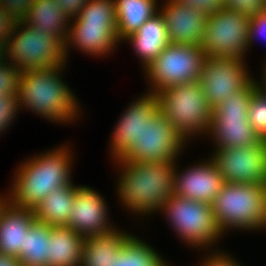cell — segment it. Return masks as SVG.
<instances>
[{
  "label": "cell",
  "mask_w": 266,
  "mask_h": 266,
  "mask_svg": "<svg viewBox=\"0 0 266 266\" xmlns=\"http://www.w3.org/2000/svg\"><path fill=\"white\" fill-rule=\"evenodd\" d=\"M118 195L129 210L145 214L157 211L175 195V160L120 162Z\"/></svg>",
  "instance_id": "cell-1"
},
{
  "label": "cell",
  "mask_w": 266,
  "mask_h": 266,
  "mask_svg": "<svg viewBox=\"0 0 266 266\" xmlns=\"http://www.w3.org/2000/svg\"><path fill=\"white\" fill-rule=\"evenodd\" d=\"M66 146L33 157L18 168L10 192V203L35 210L44 198L57 188L71 184L72 155ZM70 154V155H69Z\"/></svg>",
  "instance_id": "cell-2"
},
{
  "label": "cell",
  "mask_w": 266,
  "mask_h": 266,
  "mask_svg": "<svg viewBox=\"0 0 266 266\" xmlns=\"http://www.w3.org/2000/svg\"><path fill=\"white\" fill-rule=\"evenodd\" d=\"M63 66L28 70L20 73L18 105L51 121L70 122L78 114L77 99L61 80ZM59 75V76H58ZM22 104V106H21Z\"/></svg>",
  "instance_id": "cell-3"
},
{
  "label": "cell",
  "mask_w": 266,
  "mask_h": 266,
  "mask_svg": "<svg viewBox=\"0 0 266 266\" xmlns=\"http://www.w3.org/2000/svg\"><path fill=\"white\" fill-rule=\"evenodd\" d=\"M222 233L266 227V184L225 183L211 204Z\"/></svg>",
  "instance_id": "cell-4"
},
{
  "label": "cell",
  "mask_w": 266,
  "mask_h": 266,
  "mask_svg": "<svg viewBox=\"0 0 266 266\" xmlns=\"http://www.w3.org/2000/svg\"><path fill=\"white\" fill-rule=\"evenodd\" d=\"M157 94L160 112L185 143L198 132L210 135L213 110L199 82L174 85Z\"/></svg>",
  "instance_id": "cell-5"
},
{
  "label": "cell",
  "mask_w": 266,
  "mask_h": 266,
  "mask_svg": "<svg viewBox=\"0 0 266 266\" xmlns=\"http://www.w3.org/2000/svg\"><path fill=\"white\" fill-rule=\"evenodd\" d=\"M71 19L75 23L68 28L65 54L71 43L91 56L107 54L119 43L114 0H89Z\"/></svg>",
  "instance_id": "cell-6"
},
{
  "label": "cell",
  "mask_w": 266,
  "mask_h": 266,
  "mask_svg": "<svg viewBox=\"0 0 266 266\" xmlns=\"http://www.w3.org/2000/svg\"><path fill=\"white\" fill-rule=\"evenodd\" d=\"M1 54L8 56L11 59L10 63L20 72L56 65L65 66L66 62L65 43L59 37L45 32L36 33L31 26L21 20H16Z\"/></svg>",
  "instance_id": "cell-7"
},
{
  "label": "cell",
  "mask_w": 266,
  "mask_h": 266,
  "mask_svg": "<svg viewBox=\"0 0 266 266\" xmlns=\"http://www.w3.org/2000/svg\"><path fill=\"white\" fill-rule=\"evenodd\" d=\"M258 85L252 80L213 109L210 134L218 149L255 146L262 141L248 121L252 93Z\"/></svg>",
  "instance_id": "cell-8"
},
{
  "label": "cell",
  "mask_w": 266,
  "mask_h": 266,
  "mask_svg": "<svg viewBox=\"0 0 266 266\" xmlns=\"http://www.w3.org/2000/svg\"><path fill=\"white\" fill-rule=\"evenodd\" d=\"M206 53L202 45H177L170 42L145 69L158 93L167 87L199 82Z\"/></svg>",
  "instance_id": "cell-9"
},
{
  "label": "cell",
  "mask_w": 266,
  "mask_h": 266,
  "mask_svg": "<svg viewBox=\"0 0 266 266\" xmlns=\"http://www.w3.org/2000/svg\"><path fill=\"white\" fill-rule=\"evenodd\" d=\"M162 210L179 237L193 247L211 246L222 237L211 204L174 195L163 204Z\"/></svg>",
  "instance_id": "cell-10"
},
{
  "label": "cell",
  "mask_w": 266,
  "mask_h": 266,
  "mask_svg": "<svg viewBox=\"0 0 266 266\" xmlns=\"http://www.w3.org/2000/svg\"><path fill=\"white\" fill-rule=\"evenodd\" d=\"M250 16L227 8L208 15L202 49L208 56L244 58L249 48Z\"/></svg>",
  "instance_id": "cell-11"
},
{
  "label": "cell",
  "mask_w": 266,
  "mask_h": 266,
  "mask_svg": "<svg viewBox=\"0 0 266 266\" xmlns=\"http://www.w3.org/2000/svg\"><path fill=\"white\" fill-rule=\"evenodd\" d=\"M244 63L237 57H205L199 83L212 110L253 80Z\"/></svg>",
  "instance_id": "cell-12"
},
{
  "label": "cell",
  "mask_w": 266,
  "mask_h": 266,
  "mask_svg": "<svg viewBox=\"0 0 266 266\" xmlns=\"http://www.w3.org/2000/svg\"><path fill=\"white\" fill-rule=\"evenodd\" d=\"M214 152L210 160L227 183L266 184V141Z\"/></svg>",
  "instance_id": "cell-13"
},
{
  "label": "cell",
  "mask_w": 266,
  "mask_h": 266,
  "mask_svg": "<svg viewBox=\"0 0 266 266\" xmlns=\"http://www.w3.org/2000/svg\"><path fill=\"white\" fill-rule=\"evenodd\" d=\"M184 139L173 125L159 112L151 122H147L141 137L119 160L120 162H157L175 160Z\"/></svg>",
  "instance_id": "cell-14"
},
{
  "label": "cell",
  "mask_w": 266,
  "mask_h": 266,
  "mask_svg": "<svg viewBox=\"0 0 266 266\" xmlns=\"http://www.w3.org/2000/svg\"><path fill=\"white\" fill-rule=\"evenodd\" d=\"M160 112L158 94L150 92L136 100L125 110L111 137L114 159L120 160L138 141L145 124Z\"/></svg>",
  "instance_id": "cell-15"
},
{
  "label": "cell",
  "mask_w": 266,
  "mask_h": 266,
  "mask_svg": "<svg viewBox=\"0 0 266 266\" xmlns=\"http://www.w3.org/2000/svg\"><path fill=\"white\" fill-rule=\"evenodd\" d=\"M105 205L107 204L103 197L96 190L76 186V195L67 226L85 238L115 231L116 229L108 224V210Z\"/></svg>",
  "instance_id": "cell-16"
},
{
  "label": "cell",
  "mask_w": 266,
  "mask_h": 266,
  "mask_svg": "<svg viewBox=\"0 0 266 266\" xmlns=\"http://www.w3.org/2000/svg\"><path fill=\"white\" fill-rule=\"evenodd\" d=\"M160 14L163 16L170 42L177 45L202 44L208 14L177 0H167Z\"/></svg>",
  "instance_id": "cell-17"
},
{
  "label": "cell",
  "mask_w": 266,
  "mask_h": 266,
  "mask_svg": "<svg viewBox=\"0 0 266 266\" xmlns=\"http://www.w3.org/2000/svg\"><path fill=\"white\" fill-rule=\"evenodd\" d=\"M177 173L175 169V195L208 204L215 201L226 183L210 159L191 166L180 176Z\"/></svg>",
  "instance_id": "cell-18"
},
{
  "label": "cell",
  "mask_w": 266,
  "mask_h": 266,
  "mask_svg": "<svg viewBox=\"0 0 266 266\" xmlns=\"http://www.w3.org/2000/svg\"><path fill=\"white\" fill-rule=\"evenodd\" d=\"M31 209L19 208L10 202L0 215V254L18 259L24 249L26 232L35 220Z\"/></svg>",
  "instance_id": "cell-19"
},
{
  "label": "cell",
  "mask_w": 266,
  "mask_h": 266,
  "mask_svg": "<svg viewBox=\"0 0 266 266\" xmlns=\"http://www.w3.org/2000/svg\"><path fill=\"white\" fill-rule=\"evenodd\" d=\"M70 19L56 0H35L21 21L31 26L36 33L57 36L65 43L69 28L66 25Z\"/></svg>",
  "instance_id": "cell-20"
},
{
  "label": "cell",
  "mask_w": 266,
  "mask_h": 266,
  "mask_svg": "<svg viewBox=\"0 0 266 266\" xmlns=\"http://www.w3.org/2000/svg\"><path fill=\"white\" fill-rule=\"evenodd\" d=\"M124 40L130 41L146 69L170 43L160 10Z\"/></svg>",
  "instance_id": "cell-21"
},
{
  "label": "cell",
  "mask_w": 266,
  "mask_h": 266,
  "mask_svg": "<svg viewBox=\"0 0 266 266\" xmlns=\"http://www.w3.org/2000/svg\"><path fill=\"white\" fill-rule=\"evenodd\" d=\"M47 266H81L85 237L68 226H53Z\"/></svg>",
  "instance_id": "cell-22"
},
{
  "label": "cell",
  "mask_w": 266,
  "mask_h": 266,
  "mask_svg": "<svg viewBox=\"0 0 266 266\" xmlns=\"http://www.w3.org/2000/svg\"><path fill=\"white\" fill-rule=\"evenodd\" d=\"M130 236L116 229L106 234L86 237L81 266H111Z\"/></svg>",
  "instance_id": "cell-23"
},
{
  "label": "cell",
  "mask_w": 266,
  "mask_h": 266,
  "mask_svg": "<svg viewBox=\"0 0 266 266\" xmlns=\"http://www.w3.org/2000/svg\"><path fill=\"white\" fill-rule=\"evenodd\" d=\"M119 41L138 29L157 11V0H114Z\"/></svg>",
  "instance_id": "cell-24"
},
{
  "label": "cell",
  "mask_w": 266,
  "mask_h": 266,
  "mask_svg": "<svg viewBox=\"0 0 266 266\" xmlns=\"http://www.w3.org/2000/svg\"><path fill=\"white\" fill-rule=\"evenodd\" d=\"M76 187L69 184L48 194L34 210L37 221L50 226H67L73 207Z\"/></svg>",
  "instance_id": "cell-25"
},
{
  "label": "cell",
  "mask_w": 266,
  "mask_h": 266,
  "mask_svg": "<svg viewBox=\"0 0 266 266\" xmlns=\"http://www.w3.org/2000/svg\"><path fill=\"white\" fill-rule=\"evenodd\" d=\"M53 227L37 221L32 222L26 232L24 249L18 260L22 266H47L49 256L50 232Z\"/></svg>",
  "instance_id": "cell-26"
},
{
  "label": "cell",
  "mask_w": 266,
  "mask_h": 266,
  "mask_svg": "<svg viewBox=\"0 0 266 266\" xmlns=\"http://www.w3.org/2000/svg\"><path fill=\"white\" fill-rule=\"evenodd\" d=\"M164 262L151 246L132 235L126 240L116 259H113L111 266H168Z\"/></svg>",
  "instance_id": "cell-27"
},
{
  "label": "cell",
  "mask_w": 266,
  "mask_h": 266,
  "mask_svg": "<svg viewBox=\"0 0 266 266\" xmlns=\"http://www.w3.org/2000/svg\"><path fill=\"white\" fill-rule=\"evenodd\" d=\"M248 121L261 140L266 141V86L264 84L258 85L252 93Z\"/></svg>",
  "instance_id": "cell-28"
},
{
  "label": "cell",
  "mask_w": 266,
  "mask_h": 266,
  "mask_svg": "<svg viewBox=\"0 0 266 266\" xmlns=\"http://www.w3.org/2000/svg\"><path fill=\"white\" fill-rule=\"evenodd\" d=\"M0 58V96L3 94L18 95L20 70L11 63H6ZM5 62V63H4Z\"/></svg>",
  "instance_id": "cell-29"
},
{
  "label": "cell",
  "mask_w": 266,
  "mask_h": 266,
  "mask_svg": "<svg viewBox=\"0 0 266 266\" xmlns=\"http://www.w3.org/2000/svg\"><path fill=\"white\" fill-rule=\"evenodd\" d=\"M19 108L18 95L3 94L0 96V133L10 126Z\"/></svg>",
  "instance_id": "cell-30"
},
{
  "label": "cell",
  "mask_w": 266,
  "mask_h": 266,
  "mask_svg": "<svg viewBox=\"0 0 266 266\" xmlns=\"http://www.w3.org/2000/svg\"><path fill=\"white\" fill-rule=\"evenodd\" d=\"M224 8L253 16L266 8V0H224Z\"/></svg>",
  "instance_id": "cell-31"
},
{
  "label": "cell",
  "mask_w": 266,
  "mask_h": 266,
  "mask_svg": "<svg viewBox=\"0 0 266 266\" xmlns=\"http://www.w3.org/2000/svg\"><path fill=\"white\" fill-rule=\"evenodd\" d=\"M16 19L0 3V52L5 49Z\"/></svg>",
  "instance_id": "cell-32"
},
{
  "label": "cell",
  "mask_w": 266,
  "mask_h": 266,
  "mask_svg": "<svg viewBox=\"0 0 266 266\" xmlns=\"http://www.w3.org/2000/svg\"><path fill=\"white\" fill-rule=\"evenodd\" d=\"M188 7L206 14H213L224 8V0H177Z\"/></svg>",
  "instance_id": "cell-33"
},
{
  "label": "cell",
  "mask_w": 266,
  "mask_h": 266,
  "mask_svg": "<svg viewBox=\"0 0 266 266\" xmlns=\"http://www.w3.org/2000/svg\"><path fill=\"white\" fill-rule=\"evenodd\" d=\"M34 1L35 0H0V3L16 20H21Z\"/></svg>",
  "instance_id": "cell-34"
},
{
  "label": "cell",
  "mask_w": 266,
  "mask_h": 266,
  "mask_svg": "<svg viewBox=\"0 0 266 266\" xmlns=\"http://www.w3.org/2000/svg\"><path fill=\"white\" fill-rule=\"evenodd\" d=\"M249 45L252 44V40L254 41V37L258 34H262L266 36V8L260 11L259 13L250 16V28H249Z\"/></svg>",
  "instance_id": "cell-35"
},
{
  "label": "cell",
  "mask_w": 266,
  "mask_h": 266,
  "mask_svg": "<svg viewBox=\"0 0 266 266\" xmlns=\"http://www.w3.org/2000/svg\"><path fill=\"white\" fill-rule=\"evenodd\" d=\"M89 0H56L58 5H62V11L70 18L75 17Z\"/></svg>",
  "instance_id": "cell-36"
},
{
  "label": "cell",
  "mask_w": 266,
  "mask_h": 266,
  "mask_svg": "<svg viewBox=\"0 0 266 266\" xmlns=\"http://www.w3.org/2000/svg\"><path fill=\"white\" fill-rule=\"evenodd\" d=\"M202 264V266H239L233 258L222 253H215L211 256L209 255V257L207 256Z\"/></svg>",
  "instance_id": "cell-37"
},
{
  "label": "cell",
  "mask_w": 266,
  "mask_h": 266,
  "mask_svg": "<svg viewBox=\"0 0 266 266\" xmlns=\"http://www.w3.org/2000/svg\"><path fill=\"white\" fill-rule=\"evenodd\" d=\"M0 266H22V264L15 257L0 254Z\"/></svg>",
  "instance_id": "cell-38"
},
{
  "label": "cell",
  "mask_w": 266,
  "mask_h": 266,
  "mask_svg": "<svg viewBox=\"0 0 266 266\" xmlns=\"http://www.w3.org/2000/svg\"><path fill=\"white\" fill-rule=\"evenodd\" d=\"M9 202V196H6L5 198H3V196L0 197V215L2 213V210L7 206Z\"/></svg>",
  "instance_id": "cell-39"
},
{
  "label": "cell",
  "mask_w": 266,
  "mask_h": 266,
  "mask_svg": "<svg viewBox=\"0 0 266 266\" xmlns=\"http://www.w3.org/2000/svg\"><path fill=\"white\" fill-rule=\"evenodd\" d=\"M263 83H265V85H266V68H265V71H264V77H263Z\"/></svg>",
  "instance_id": "cell-40"
}]
</instances>
